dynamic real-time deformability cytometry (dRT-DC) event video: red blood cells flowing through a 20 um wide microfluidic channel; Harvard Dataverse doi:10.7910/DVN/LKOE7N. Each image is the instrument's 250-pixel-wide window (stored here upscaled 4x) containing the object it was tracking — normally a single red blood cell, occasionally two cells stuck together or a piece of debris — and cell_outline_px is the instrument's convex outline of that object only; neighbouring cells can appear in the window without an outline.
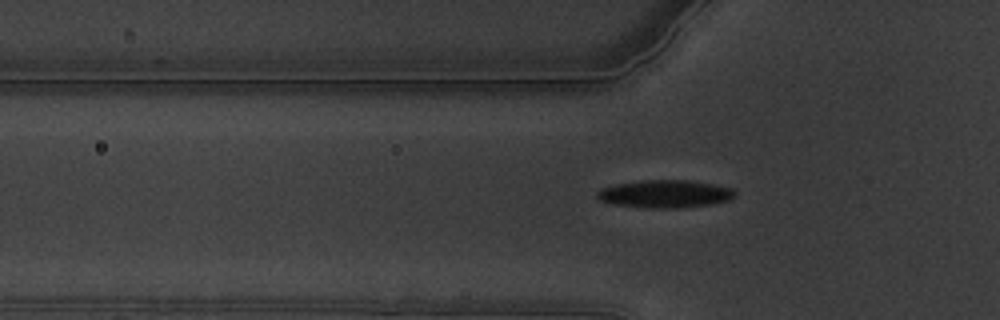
{"species": "common noctule bat (a hibernating species)", "species_latin": "Nyctalus noctula", "temperature_condition": "warm", "stored_images_in_passage": 52, "camera_frame_rate_fps": 3000, "um_per_image_px": 0.085, "animal": {"sex": "male", "body_mass_g": 19.5, "forearm_length_mm": 54.6}, "frame": {"image": 1, "passage_image": 12, "time_ms": 3.667, "image_size_px": [1000, 320], "cell_outline_px": [[736, 196], [728, 200], [712, 204], [680, 208], [648, 208], [616, 204], [600, 200], [596, 196], [596, 192], [600, 188], [616, 184], [640, 180], [688, 180], [712, 184], [732, 188], [736, 192]], "centroid_in_image_um": [56.53, 16.48], "position_along_channel_um": 69.3, "area_um2": 22.31}}
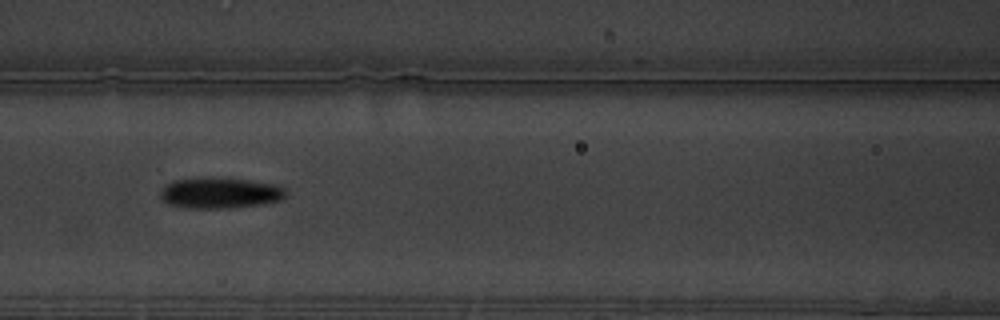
{"frame": {"image": 2, "passage_image": 19, "time_ms": 6.0, "image_size_px": [1000, 320], "cell_outline_px": [[288, 192], [280, 200], [264, 204], [228, 208], [188, 208], [168, 204], [160, 196], [160, 192], [164, 184], [172, 180], [200, 176], [212, 176], [248, 180], [276, 184], [284, 188]], "centroid_in_image_um": [18.67, 16.37], "position_along_channel_um": 147.9, "area_um2": 23.12}}
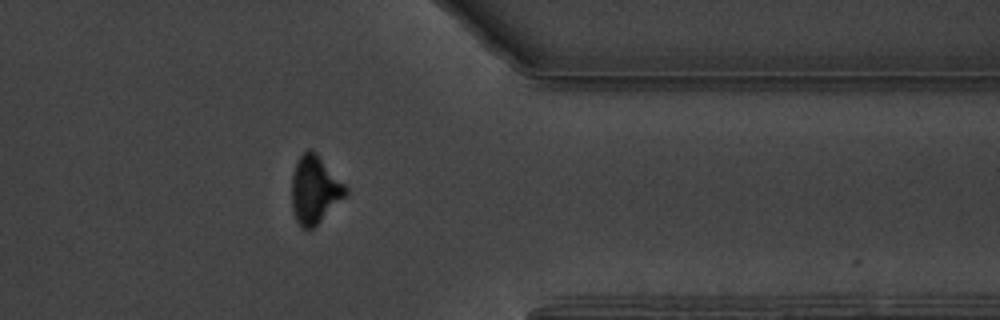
{"frame": {"image": 3, "passage_image": 41, "time_ms": 13.333, "image_size_px": [1000, 320], "cell_outline_px": [[348, 192], [312, 228], [300, 228], [296, 220], [292, 208], [292, 172], [296, 160], [308, 148], [312, 148], [316, 152], [348, 188]], "centroid_in_image_um": [26.71, 16.07], "position_along_channel_um": 384.7, "area_um2": 20.98}, "authors_computed_cell_mechanics": {"area_um2": 21.2415, "velocity_mm_per_s": 3.3727, "shape_relaxation_time_tau1_ms": 5.089, "shape_relaxation_time_tau2_ms": 4.6447, "deformation_change_tau1": 0.1543, "deformation_change_tau2": 0.1}}